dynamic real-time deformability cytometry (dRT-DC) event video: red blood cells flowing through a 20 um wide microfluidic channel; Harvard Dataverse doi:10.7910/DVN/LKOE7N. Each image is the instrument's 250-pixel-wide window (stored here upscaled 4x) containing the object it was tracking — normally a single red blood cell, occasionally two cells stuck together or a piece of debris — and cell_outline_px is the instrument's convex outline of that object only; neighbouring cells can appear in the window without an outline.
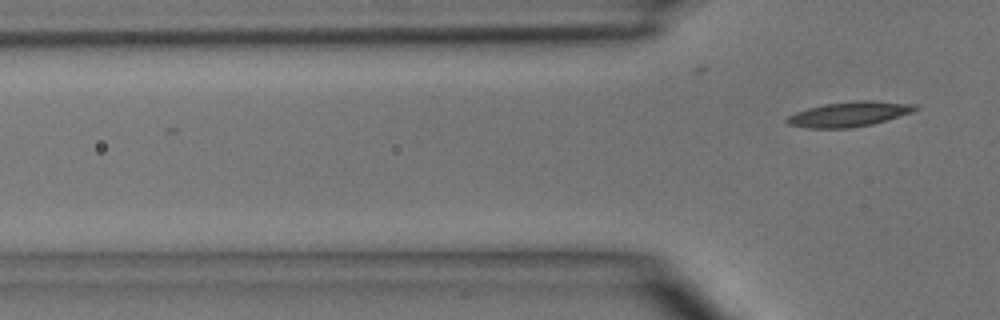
{"species": "common noctule bat (a hibernating species)", "species_latin": "Nyctalus noctula", "temperature_condition": "room temperature", "stored_images_in_passage": 2, "camera_frame_rate_fps": 3000, "um_per_image_px": 0.085, "animal": {"sex": "male", "body_mass_g": 15.6}, "frame": {"image": 1, "passage_image": 2, "time_ms": 1.0, "image_size_px": [1000, 320], "cell_outline_px": [[920, 108], [912, 112], [900, 116], [872, 124], [848, 128], [808, 128], [788, 124], [784, 120], [788, 116], [796, 112], [808, 108], [824, 104], [856, 100], [872, 100], [916, 104]], "centroid_in_image_um": [72.19, 9.69], "position_along_channel_um": 53.6, "area_um2": 18.67}}